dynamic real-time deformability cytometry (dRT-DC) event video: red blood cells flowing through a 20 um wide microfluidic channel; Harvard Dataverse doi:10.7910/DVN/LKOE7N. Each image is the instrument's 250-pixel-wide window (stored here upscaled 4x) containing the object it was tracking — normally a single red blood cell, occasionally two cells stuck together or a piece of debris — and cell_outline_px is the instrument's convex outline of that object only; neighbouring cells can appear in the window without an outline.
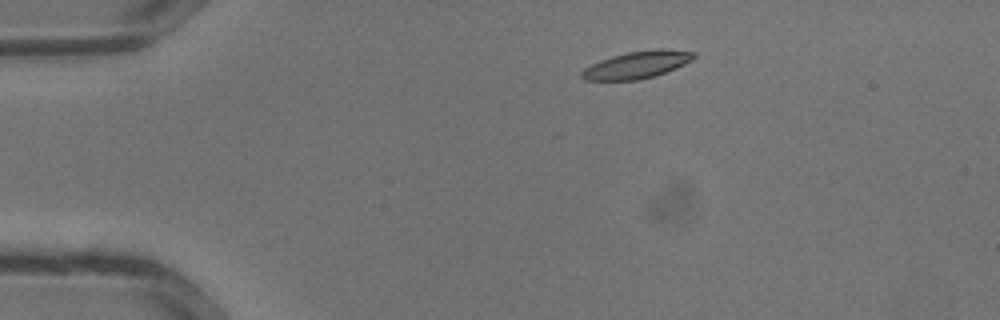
{"species": "common noctule bat (a hibernating species)", "species_latin": "Nyctalus noctula", "temperature_condition": "warm", "stored_images_in_passage": 14, "camera_frame_rate_fps": 3000, "um_per_image_px": 0.085, "animal": {"sex": "male", "body_mass_g": 13.3}, "frame": {"image": 1, "passage_image": 4, "time_ms": 1.0, "image_size_px": [1000, 320], "cell_outline_px": [[696, 56], [692, 60], [676, 68], [656, 76], [640, 80], [584, 80], [580, 76], [580, 72], [584, 68], [600, 60], [612, 56], [628, 52], [656, 48], [660, 48], [696, 52]], "centroid_in_image_um": [54.15, 5.51], "position_along_channel_um": 30.8, "area_um2": 17.92}}
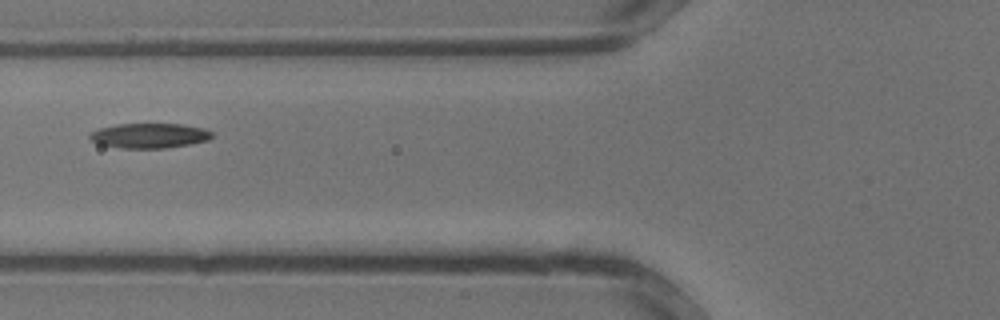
{"frame": {"image": 2, "passage_image": 11, "time_ms": 3.333, "image_size_px": [1000, 320], "cell_outline_px": [[212, 136], [208, 140], [188, 144], [164, 148], [120, 148], [100, 144], [92, 140], [88, 136], [96, 128], [116, 124], [184, 124], [204, 128], [212, 132]], "centroid_in_image_um": [12.68, 11.52], "position_along_channel_um": 113.1, "area_um2": 17.69}}
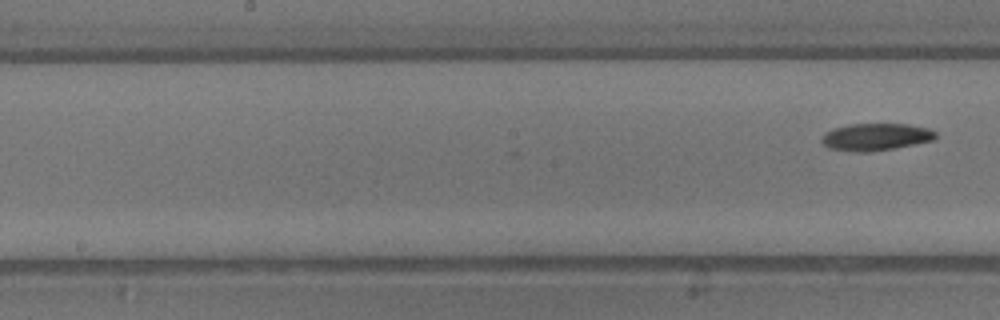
{"frame": {"image": 3, "passage_image": 14, "time_ms": 4.333, "image_size_px": [1000, 320], "cell_outline_px": [[936, 136], [932, 140], [896, 148], [872, 152], [852, 152], [828, 148], [820, 140], [824, 132], [832, 128], [848, 124], [908, 124], [928, 128], [936, 132]], "centroid_in_image_um": [74.39, 11.64], "position_along_channel_um": 173.8, "area_um2": 18.26}}